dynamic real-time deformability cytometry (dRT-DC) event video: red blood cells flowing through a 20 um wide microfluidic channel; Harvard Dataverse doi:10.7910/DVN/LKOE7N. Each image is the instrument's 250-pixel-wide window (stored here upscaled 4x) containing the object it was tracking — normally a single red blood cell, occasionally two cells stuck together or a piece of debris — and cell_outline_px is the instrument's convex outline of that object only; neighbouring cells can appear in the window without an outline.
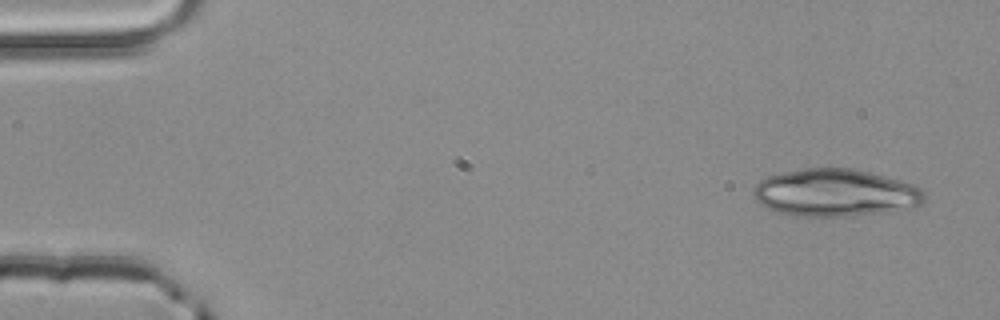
{"species": "common noctule bat (a hibernating species)", "species_latin": "Nyctalus noctula", "temperature_condition": "room temperature", "stored_images_in_passage": 3, "camera_frame_rate_fps": 3000, "um_per_image_px": 0.085, "animal": {"sex": "male", "body_mass_g": 20.4}, "frame": {"image": 1, "passage_image": 1, "time_ms": 0.0, "image_size_px": [1000, 320], "cell_outline_px": [[924, 200], [920, 204], [880, 212], [852, 216], [792, 216], [776, 212], [760, 204], [752, 196], [752, 192], [756, 184], [760, 180], [768, 176], [784, 172], [804, 168], [852, 168], [900, 180], [912, 184], [920, 188], [924, 192]], "centroid_in_image_um": [70.91, 16.38], "position_along_channel_um": 14.1, "area_um2": 46.93}}